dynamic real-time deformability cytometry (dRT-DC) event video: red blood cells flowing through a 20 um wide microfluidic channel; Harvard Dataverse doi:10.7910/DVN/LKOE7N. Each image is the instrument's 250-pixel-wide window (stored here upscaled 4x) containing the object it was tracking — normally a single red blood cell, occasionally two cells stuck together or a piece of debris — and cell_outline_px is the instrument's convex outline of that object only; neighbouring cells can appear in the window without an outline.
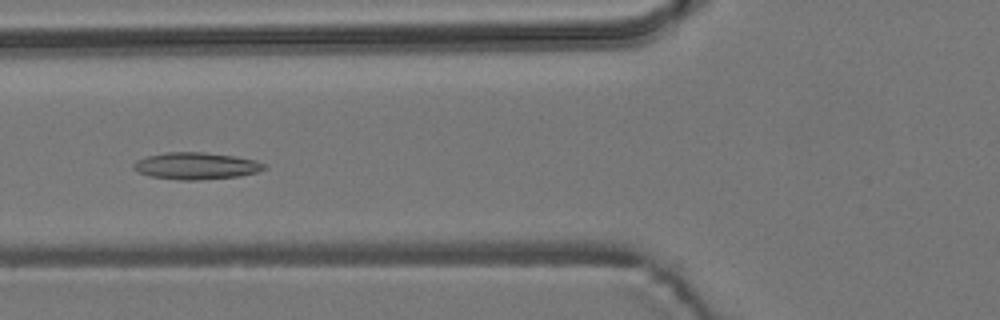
{"species": "common noctule bat (a hibernating species)", "species_latin": "Nyctalus noctula", "temperature_condition": "room temperature", "stored_images_in_passage": 40, "camera_frame_rate_fps": 3000, "um_per_image_px": 0.085, "animal": {"sex": "male", "body_mass_g": 19.2, "forearm_length_mm": 51.8}, "frame": {"image": 1, "passage_image": 21, "time_ms": 6.667, "image_size_px": [1000, 320], "cell_outline_px": [[268, 168], [256, 172], [240, 176], [200, 180], [180, 180], [152, 176], [136, 172], [132, 168], [132, 164], [136, 160], [148, 156], [168, 152], [204, 152], [232, 156], [256, 160], [264, 164]], "centroid_in_image_um": [16.65, 14.1], "position_along_channel_um": 109.2, "area_um2": 20.46}}
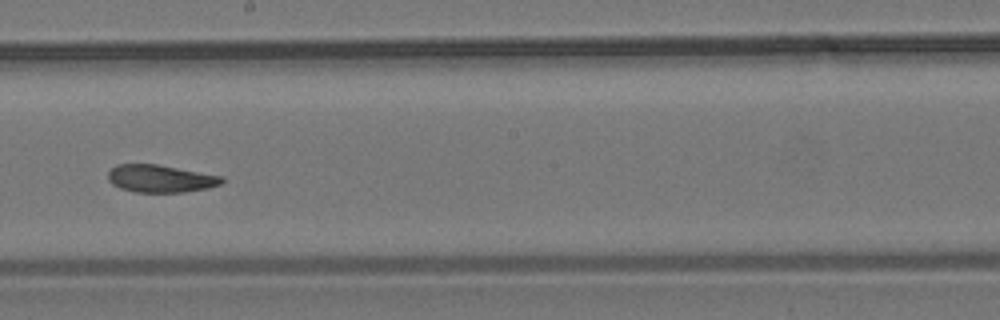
{"frame": {"image": 2, "passage_image": 31, "time_ms": 10.0, "image_size_px": [1000, 320], "cell_outline_px": [[224, 180], [220, 184], [208, 188], [184, 192], [136, 192], [120, 188], [112, 184], [108, 180], [108, 172], [116, 164], [156, 164], [224, 176]], "centroid_in_image_um": [13.64, 15.18], "position_along_channel_um": 234.6, "area_um2": 18.26}}
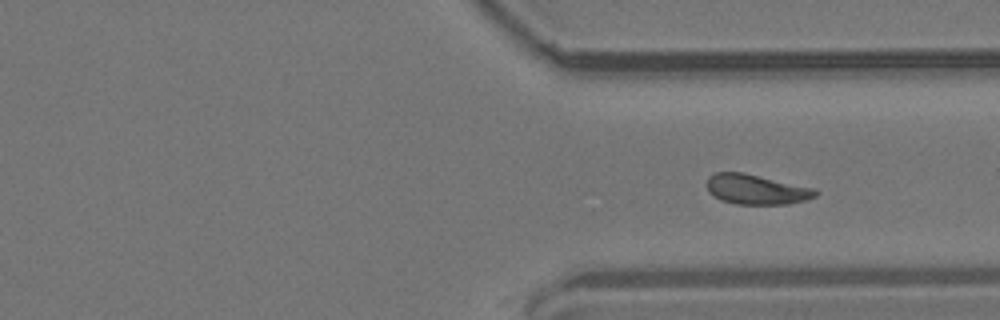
{"frame": {"image": 3, "passage_image": 40, "time_ms": 13.0, "image_size_px": [1000, 320], "cell_outline_px": [[820, 192], [816, 196], [808, 200], [788, 204], [736, 204], [720, 200], [708, 192], [708, 176], [716, 172], [744, 172], [816, 188]], "centroid_in_image_um": [64.33, 16.1], "position_along_channel_um": 347.1, "area_um2": 19.25}}